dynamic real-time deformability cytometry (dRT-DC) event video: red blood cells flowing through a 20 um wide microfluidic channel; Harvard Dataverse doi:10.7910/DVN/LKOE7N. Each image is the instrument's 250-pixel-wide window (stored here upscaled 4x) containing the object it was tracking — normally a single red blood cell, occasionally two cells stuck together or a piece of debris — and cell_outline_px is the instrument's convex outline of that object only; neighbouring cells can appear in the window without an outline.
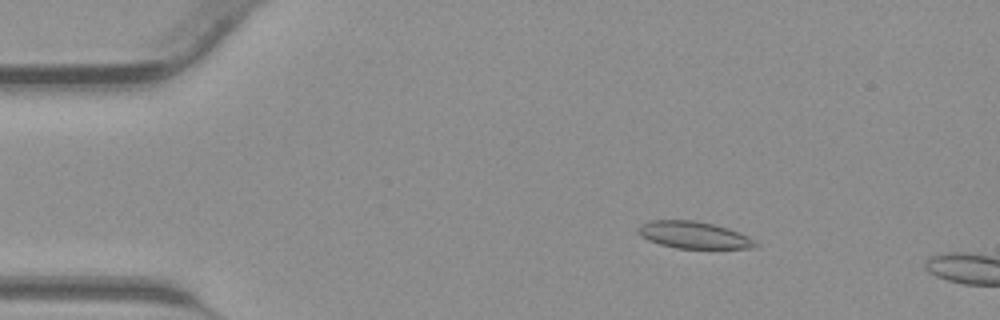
{"species": "common noctule bat (a hibernating species)", "species_latin": "Nyctalus noctula", "temperature_condition": "warm", "stored_images_in_passage": 14, "camera_frame_rate_fps": 3000, "um_per_image_px": 0.085, "animal": {"sex": "male", "body_mass_g": 23.1, "forearm_length_mm": 52.7}, "frame": {"image": 1, "passage_image": 7, "time_ms": 2.0, "image_size_px": [1000, 320], "cell_outline_px": [[760, 248], [676, 248], [660, 244], [648, 240], [640, 236], [636, 232], [636, 228], [640, 224], [648, 220], [696, 220], [728, 228], [740, 232], [748, 236], [760, 244]], "centroid_in_image_um": [58.96, 19.97], "position_along_channel_um": 26.0, "area_um2": 18.73}}